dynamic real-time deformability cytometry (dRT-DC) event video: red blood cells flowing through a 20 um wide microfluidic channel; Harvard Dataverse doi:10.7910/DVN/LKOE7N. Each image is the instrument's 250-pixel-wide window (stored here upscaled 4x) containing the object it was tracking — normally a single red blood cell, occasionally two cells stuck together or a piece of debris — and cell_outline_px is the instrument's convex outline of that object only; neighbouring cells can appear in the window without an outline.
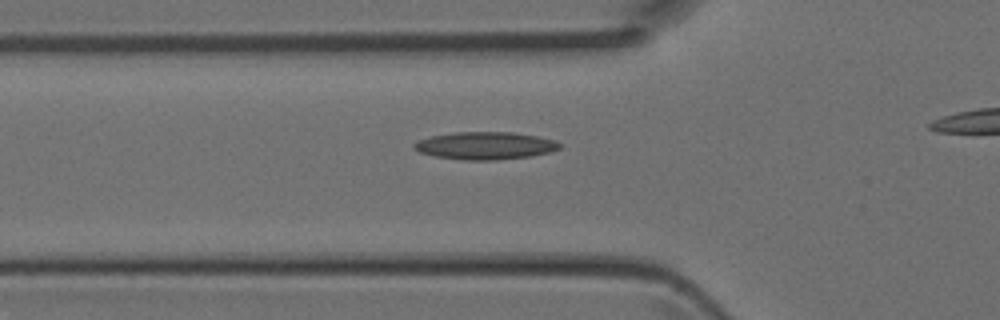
{"species": "Egyptian fruit bat (a non-hibernating species)", "species_latin": "Rousettus aegyptiacus", "temperature_condition": "room temperature", "stored_images_in_passage": 3, "camera_frame_rate_fps": 3000, "um_per_image_px": 0.085, "animal": {"sex": "female"}, "frame": {"image": 1, "passage_image": 3, "time_ms": 0.667, "image_size_px": [1000, 320], "cell_outline_px": [[564, 144], [560, 148], [552, 152], [528, 156], [496, 160], [464, 160], [436, 156], [420, 152], [412, 148], [412, 144], [420, 140], [432, 136], [456, 132], [512, 132], [536, 136], [556, 140]], "centroid_in_image_um": [41.29, 12.38], "position_along_channel_um": 84.5, "area_um2": 23.35}}